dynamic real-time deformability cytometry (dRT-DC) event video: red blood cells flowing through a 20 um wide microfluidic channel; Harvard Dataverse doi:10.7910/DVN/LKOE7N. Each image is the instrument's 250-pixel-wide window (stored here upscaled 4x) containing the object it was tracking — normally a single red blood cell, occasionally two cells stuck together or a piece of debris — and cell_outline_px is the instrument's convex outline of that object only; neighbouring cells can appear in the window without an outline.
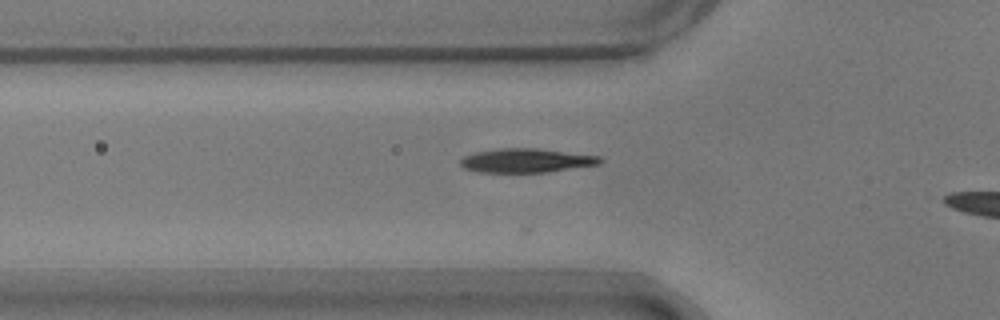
{"species": "common noctule bat (a hibernating species)", "species_latin": "Nyctalus noctula", "temperature_condition": "warm", "stored_images_in_passage": 15, "camera_frame_rate_fps": 3000, "um_per_image_px": 0.085, "animal": {"sex": "male", "body_mass_g": 17.9}, "frame": {"image": 1, "passage_image": 13, "time_ms": 4.0, "image_size_px": [1000, 320], "cell_outline_px": [[604, 160], [600, 164], [548, 172], [476, 172], [464, 168], [460, 164], [460, 160], [464, 156], [476, 152], [500, 148], [536, 148], [600, 156]], "centroid_in_image_um": [44.74, 13.64], "position_along_channel_um": 81.1, "area_um2": 19.54}}